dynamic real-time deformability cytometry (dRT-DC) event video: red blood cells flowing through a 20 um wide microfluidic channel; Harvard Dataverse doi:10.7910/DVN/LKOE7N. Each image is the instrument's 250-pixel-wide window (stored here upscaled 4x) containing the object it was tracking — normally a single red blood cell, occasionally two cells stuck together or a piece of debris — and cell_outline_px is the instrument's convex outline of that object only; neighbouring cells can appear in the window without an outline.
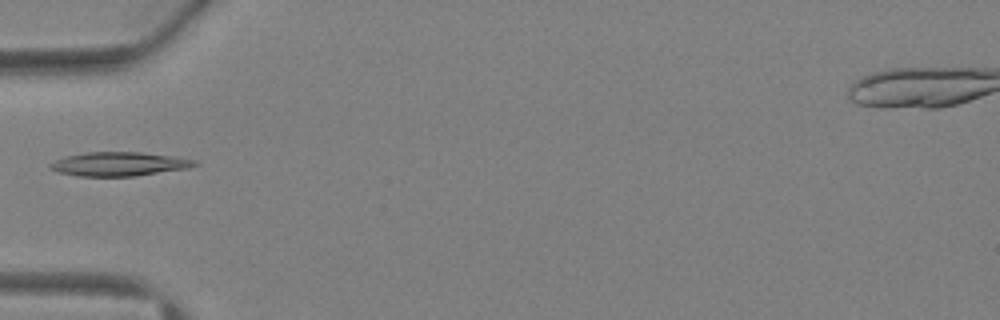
{"species": "Egyptian fruit bat (a non-hibernating species)", "species_latin": "Rousettus aegyptiacus", "temperature_condition": "warm", "stored_images_in_passage": 5, "camera_frame_rate_fps": 3000, "um_per_image_px": 0.085, "animal": {"sex": "female"}, "frame": {"image": 1, "passage_image": 5, "time_ms": 4.667, "image_size_px": [1000, 320], "cell_outline_px": [[200, 164], [188, 168], [136, 176], [80, 176], [56, 172], [48, 168], [48, 164], [64, 156], [84, 152], [140, 152], [196, 160]], "centroid_in_image_um": [10.06, 13.94], "position_along_channel_um": 74.9, "area_um2": 20.17}}